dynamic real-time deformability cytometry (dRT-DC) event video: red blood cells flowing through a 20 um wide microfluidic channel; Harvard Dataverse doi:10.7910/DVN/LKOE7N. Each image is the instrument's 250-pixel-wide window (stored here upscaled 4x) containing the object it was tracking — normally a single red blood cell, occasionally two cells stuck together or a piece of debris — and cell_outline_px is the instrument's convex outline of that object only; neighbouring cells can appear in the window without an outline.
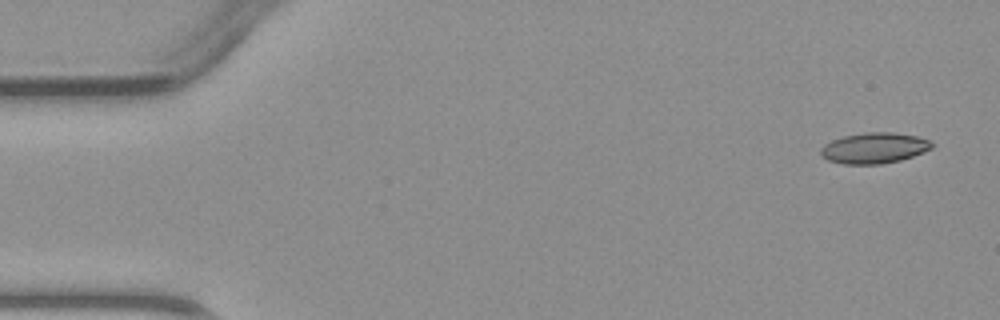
{"species": "common noctule bat (a hibernating species)", "species_latin": "Nyctalus noctula", "temperature_condition": "warm", "stored_images_in_passage": 4, "camera_frame_rate_fps": 3000, "um_per_image_px": 0.085, "animal": {"sex": "male", "body_mass_g": 23.1, "forearm_length_mm": 52.7}, "frame": {"image": 1, "passage_image": 1, "time_ms": 0.0, "image_size_px": [1000, 320], "cell_outline_px": [[936, 144], [932, 148], [924, 152], [900, 160], [880, 164], [844, 164], [828, 160], [820, 156], [820, 148], [824, 144], [832, 140], [844, 136], [868, 132], [892, 132], [916, 136], [928, 140]], "centroid_in_image_um": [74.3, 12.58], "position_along_channel_um": 10.7, "area_um2": 19.94}}
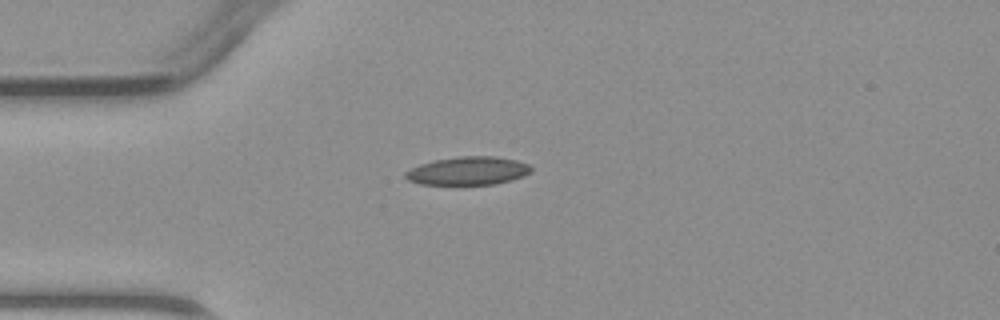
{"frame": {"image": 2, "passage_image": 4, "time_ms": 3.333, "image_size_px": [1000, 320], "cell_outline_px": [[532, 172], [524, 176], [512, 180], [496, 184], [420, 184], [408, 180], [404, 176], [404, 172], [420, 164], [436, 160], [460, 156], [496, 156], [516, 160], [528, 164], [532, 168]], "centroid_in_image_um": [39.81, 14.52], "position_along_channel_um": 45.2, "area_um2": 20.69}}